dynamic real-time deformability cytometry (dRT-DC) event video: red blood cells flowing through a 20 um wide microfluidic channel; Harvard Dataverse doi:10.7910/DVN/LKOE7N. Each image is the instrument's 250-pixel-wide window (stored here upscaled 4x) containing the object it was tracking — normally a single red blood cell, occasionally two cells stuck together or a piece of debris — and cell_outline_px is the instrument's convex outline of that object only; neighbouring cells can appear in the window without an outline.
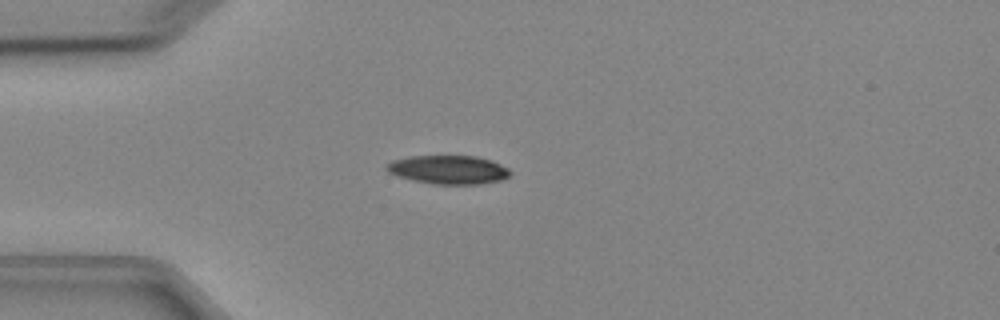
{"species": "Egyptian fruit bat (a non-hibernating species)", "species_latin": "Rousettus aegyptiacus", "temperature_condition": "cold", "stored_images_in_passage": 3, "camera_frame_rate_fps": 3000, "um_per_image_px": 0.085, "animal": {"sex": "female"}, "frame": {"image": 1, "passage_image": 3, "time_ms": 3.333, "image_size_px": [1000, 320], "cell_outline_px": [[512, 172], [508, 176], [500, 180], [480, 184], [436, 184], [416, 180], [400, 176], [388, 172], [384, 168], [384, 164], [392, 160], [408, 156], [476, 156], [492, 160], [508, 168]], "centroid_in_image_um": [38.11, 14.41], "position_along_channel_um": 46.9, "area_um2": 20.58}}